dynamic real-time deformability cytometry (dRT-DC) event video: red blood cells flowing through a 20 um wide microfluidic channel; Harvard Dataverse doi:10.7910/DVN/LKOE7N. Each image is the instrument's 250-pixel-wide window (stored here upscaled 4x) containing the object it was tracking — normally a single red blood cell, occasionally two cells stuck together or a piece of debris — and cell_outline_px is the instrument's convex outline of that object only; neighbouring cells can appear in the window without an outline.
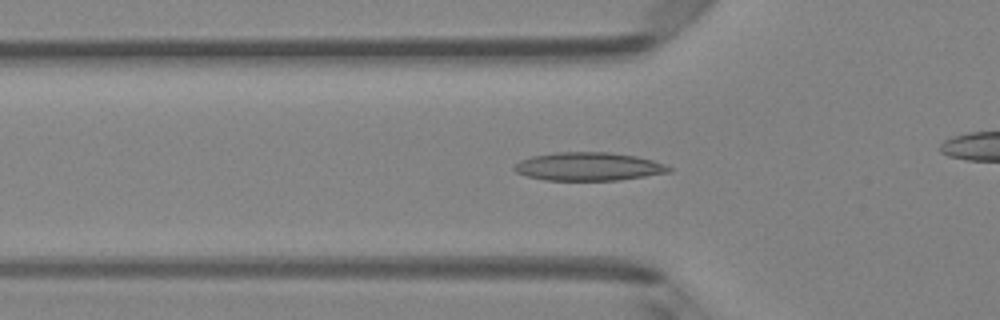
{"species": "Egyptian fruit bat (a non-hibernating species)", "species_latin": "Rousettus aegyptiacus", "temperature_condition": "room temperature", "stored_images_in_passage": 39, "camera_frame_rate_fps": 3000, "um_per_image_px": 0.085, "animal": {"sex": "female"}, "frame": {"image": 1, "passage_image": 15, "time_ms": 4.667, "image_size_px": [1000, 320], "cell_outline_px": [[672, 172], [616, 180], [544, 180], [528, 176], [516, 172], [512, 168], [520, 160], [532, 156], [556, 152], [608, 152], [636, 156], [652, 160], [664, 164], [672, 168]], "centroid_in_image_um": [50.02, 14.15], "position_along_channel_um": 75.8, "area_um2": 25.37}}
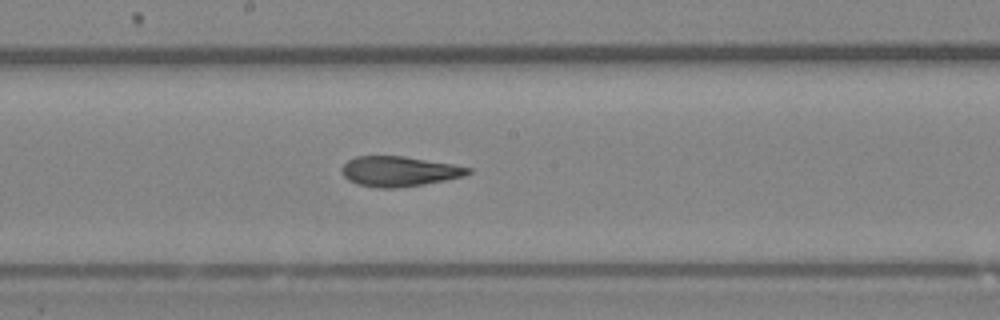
{"frame": {"image": 2, "passage_image": 25, "time_ms": 8.0, "image_size_px": [1000, 320], "cell_outline_px": [[472, 172], [464, 176], [424, 184], [396, 188], [376, 188], [356, 184], [348, 180], [340, 172], [340, 168], [348, 160], [356, 156], [404, 156], [452, 164], [472, 168]], "centroid_in_image_um": [33.89, 14.57], "position_along_channel_um": 214.3, "area_um2": 22.25}}
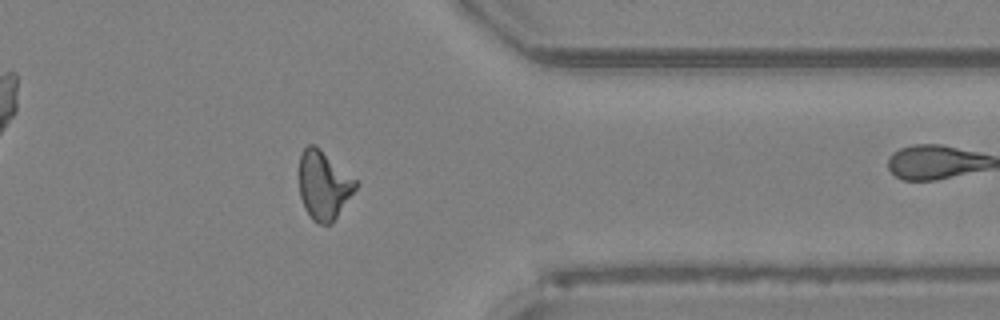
{"frame": {"image": 3, "passage_image": 38, "time_ms": 12.333, "image_size_px": [1000, 320], "cell_outline_px": [[356, 188], [332, 224], [320, 224], [312, 220], [304, 208], [300, 196], [300, 152], [308, 144], [316, 144], [356, 180]], "centroid_in_image_um": [27.49, 15.73], "position_along_channel_um": 383.9, "area_um2": 22.48}}